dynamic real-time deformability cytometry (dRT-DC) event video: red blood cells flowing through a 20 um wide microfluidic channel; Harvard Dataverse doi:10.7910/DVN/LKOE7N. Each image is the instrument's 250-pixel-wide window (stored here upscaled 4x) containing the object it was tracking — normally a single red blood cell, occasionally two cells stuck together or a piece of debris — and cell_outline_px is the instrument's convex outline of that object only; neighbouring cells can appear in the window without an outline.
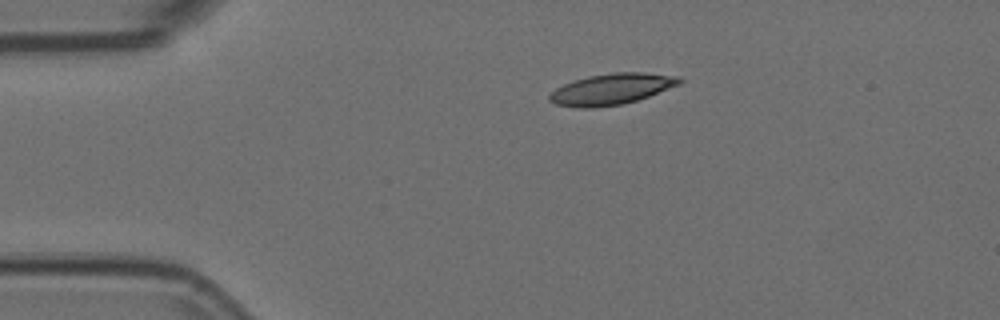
{"species": "Egyptian fruit bat (a non-hibernating species)", "species_latin": "Rousettus aegyptiacus", "temperature_condition": "room temperature", "stored_images_in_passage": 3, "camera_frame_rate_fps": 3000, "um_per_image_px": 0.085, "animal": {"sex": "female"}, "frame": {"image": 1, "passage_image": 1, "time_ms": 0.0, "image_size_px": [1000, 320], "cell_outline_px": [[684, 80], [680, 84], [648, 96], [636, 100], [620, 104], [596, 108], [580, 108], [556, 104], [548, 100], [548, 96], [556, 88], [564, 84], [588, 76], [616, 72], [644, 72], [680, 76]], "centroid_in_image_um": [52.0, 7.57], "position_along_channel_um": 33.0, "area_um2": 23.41}}
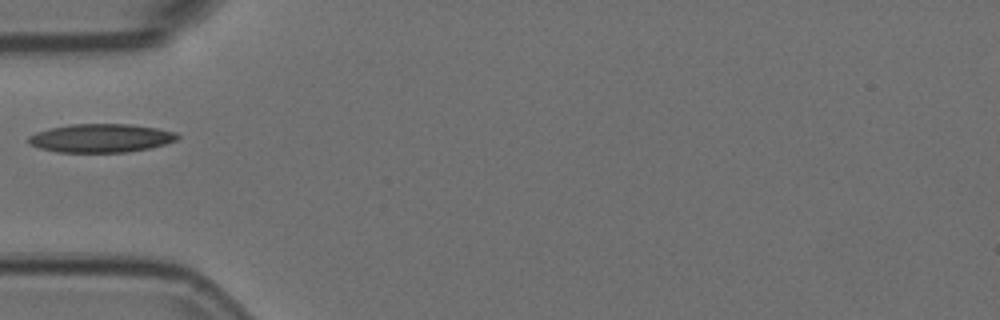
{"frame": {"image": 2, "passage_image": 3, "time_ms": 0.667, "image_size_px": [1000, 320], "cell_outline_px": [[180, 136], [176, 140], [164, 144], [148, 148], [128, 152], [56, 152], [40, 148], [28, 144], [28, 136], [36, 132], [68, 124], [128, 124], [156, 128], [176, 132]], "centroid_in_image_um": [8.55, 11.74], "position_along_channel_um": 76.4, "area_um2": 24.68}}